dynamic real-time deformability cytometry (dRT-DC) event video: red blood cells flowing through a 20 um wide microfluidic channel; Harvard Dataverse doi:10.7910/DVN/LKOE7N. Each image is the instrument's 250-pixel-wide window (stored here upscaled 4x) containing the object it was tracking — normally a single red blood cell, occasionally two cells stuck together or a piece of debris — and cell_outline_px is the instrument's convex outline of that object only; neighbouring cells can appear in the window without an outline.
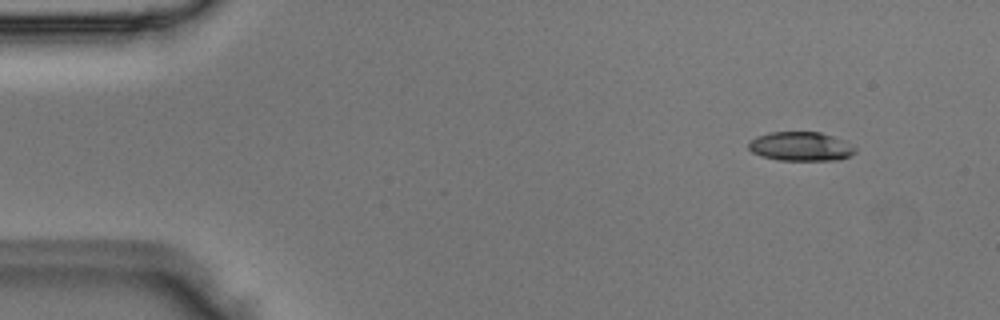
{"species": "Egyptian fruit bat (a non-hibernating species)", "species_latin": "Rousettus aegyptiacus", "temperature_condition": "room temperature", "stored_images_in_passage": 5, "camera_frame_rate_fps": 3000, "um_per_image_px": 0.085, "animal": {"sex": "male"}, "frame": {"image": 1, "passage_image": 2, "time_ms": 0.333, "image_size_px": [1000, 320], "cell_outline_px": [[856, 152], [840, 160], [780, 160], [760, 156], [752, 152], [748, 148], [748, 140], [756, 136], [768, 132], [820, 132], [844, 140], [856, 148]], "centroid_in_image_um": [68.03, 12.44], "position_along_channel_um": 17.0, "area_um2": 18.21}}